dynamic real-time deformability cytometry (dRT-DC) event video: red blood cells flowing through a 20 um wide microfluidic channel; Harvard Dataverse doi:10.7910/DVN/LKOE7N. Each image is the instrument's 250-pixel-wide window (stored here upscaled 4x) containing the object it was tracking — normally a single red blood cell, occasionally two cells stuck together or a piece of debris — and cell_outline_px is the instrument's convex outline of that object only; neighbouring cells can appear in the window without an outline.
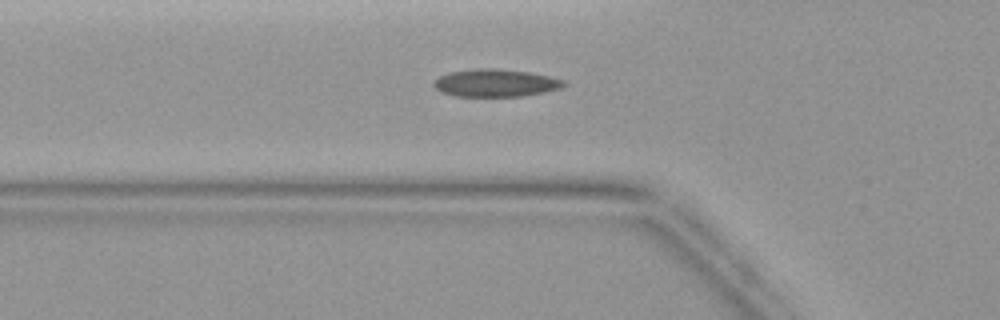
{"species": "common noctule bat (a hibernating species)", "species_latin": "Nyctalus noctula", "temperature_condition": "warm", "stored_images_in_passage": 44, "camera_frame_rate_fps": 3000, "um_per_image_px": 0.085, "animal": {"sex": "female", "body_mass_g": 19.9}, "frame": {"image": 1, "passage_image": 15, "time_ms": 4.667, "image_size_px": [1000, 320], "cell_outline_px": [[568, 84], [560, 88], [544, 92], [520, 96], [456, 96], [440, 92], [432, 84], [432, 80], [448, 72], [476, 68], [496, 68], [532, 72], [564, 80]], "centroid_in_image_um": [42.09, 7.04], "position_along_channel_um": 83.7, "area_um2": 21.1}}
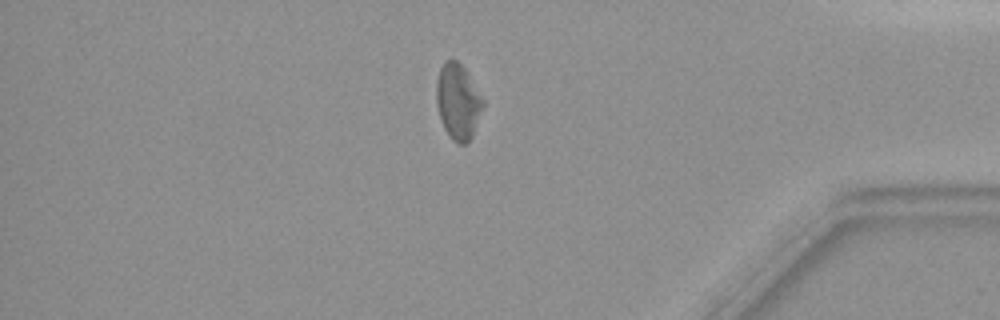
{"frame": {"image": 2, "passage_image": 38, "time_ms": 12.333, "image_size_px": [1000, 320], "cell_outline_px": [[484, 104], [472, 136], [464, 144], [456, 144], [452, 140], [444, 128], [440, 120], [436, 104], [436, 80], [440, 68], [444, 60], [456, 60], [464, 68], [484, 100]], "centroid_in_image_um": [38.9, 8.64], "position_along_channel_um": 396.3, "area_um2": 20.46}}
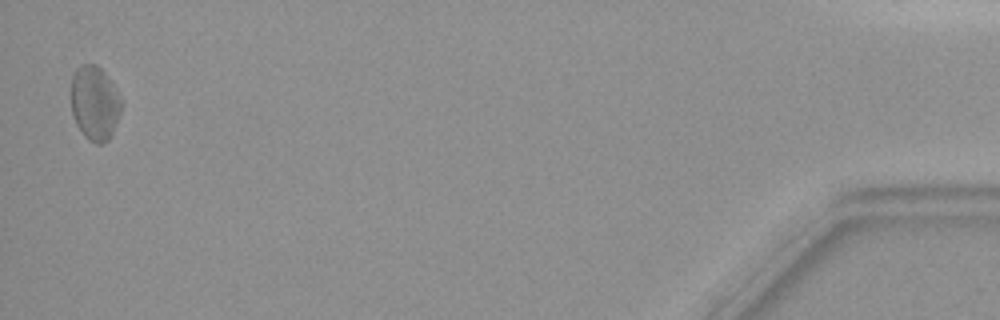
{"frame": {"image": 3, "passage_image": 44, "time_ms": 14.333, "image_size_px": [1000, 320], "cell_outline_px": [[120, 112], [112, 132], [108, 140], [104, 144], [96, 144], [88, 140], [84, 136], [76, 124], [72, 116], [68, 96], [72, 76], [76, 68], [80, 64], [96, 64], [108, 76], [120, 100]], "centroid_in_image_um": [7.96, 8.75], "position_along_channel_um": 427.2, "area_um2": 22.08}}